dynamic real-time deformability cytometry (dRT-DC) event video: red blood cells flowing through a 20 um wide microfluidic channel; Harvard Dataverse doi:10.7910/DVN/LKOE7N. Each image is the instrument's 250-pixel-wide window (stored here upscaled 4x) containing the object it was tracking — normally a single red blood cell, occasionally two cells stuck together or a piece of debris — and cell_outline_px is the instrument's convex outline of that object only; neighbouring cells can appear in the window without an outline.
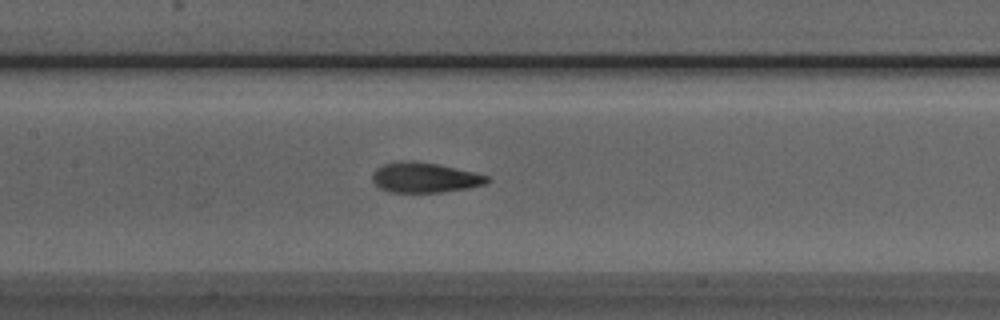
{"species": "Egyptian fruit bat (a non-hibernating species)", "species_latin": "Rousettus aegyptiacus", "temperature_condition": "room temperature", "stored_images_in_passage": 37, "camera_frame_rate_fps": 3000, "um_per_image_px": 0.085, "animal": {"sex": "male"}, "frame": {"image": 1, "passage_image": 15, "time_ms": 4.667, "image_size_px": [1000, 320], "cell_outline_px": [[492, 180], [484, 184], [468, 188], [440, 192], [388, 192], [380, 188], [372, 180], [372, 172], [376, 168], [384, 164], [400, 160], [412, 160], [436, 164], [472, 172], [488, 176]], "centroid_in_image_um": [36.06, 15.09], "position_along_channel_um": 171.3, "area_um2": 20.06}}
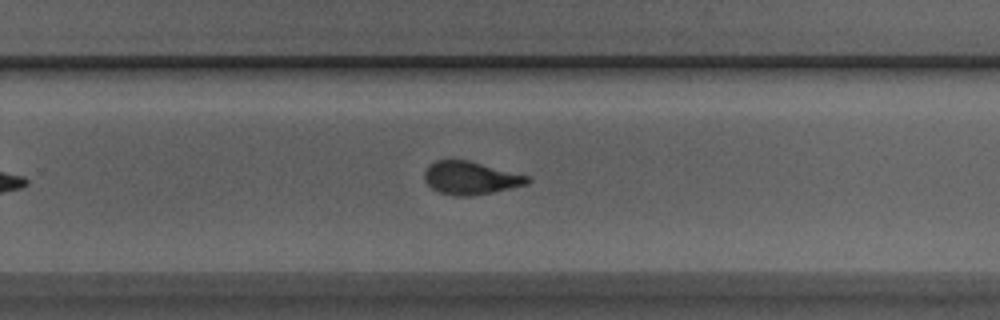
{"frame": {"image": 2, "passage_image": 24, "time_ms": 7.667, "image_size_px": [1000, 320], "cell_outline_px": [[532, 180], [528, 184], [492, 192], [468, 196], [456, 196], [440, 192], [432, 188], [424, 180], [424, 172], [428, 164], [436, 160], [468, 160], [532, 176]], "centroid_in_image_um": [40.02, 15.11], "position_along_channel_um": 289.8, "area_um2": 19.94}}
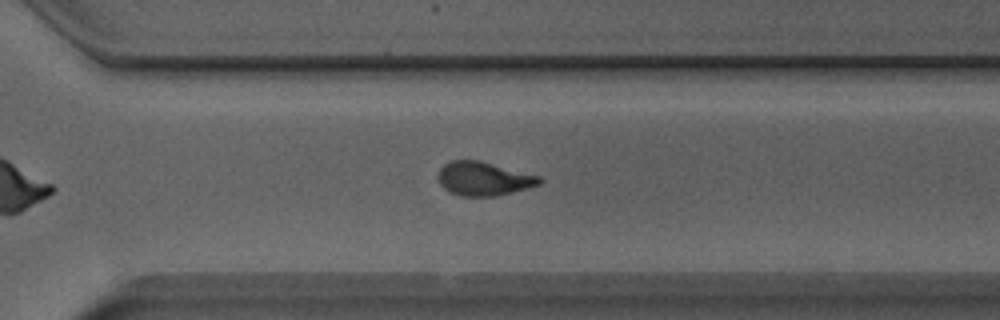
{"frame": {"image": 3, "passage_image": 27, "time_ms": 8.667, "image_size_px": [1000, 320], "cell_outline_px": [[544, 180], [540, 184], [496, 196], [460, 196], [448, 192], [440, 184], [436, 176], [440, 168], [444, 164], [452, 160], [480, 160], [540, 176]], "centroid_in_image_um": [41.07, 15.18], "position_along_channel_um": 329.5, "area_um2": 20.06}, "authors_computed_cell_mechanics": {"area_um2": 19.9988, "velocity_mm_per_s": 3.9732, "shape_relaxation_time_tau1_ms": 2.8914, "shape_relaxation_time_tau2_ms": 0.9961, "deformation_change_tau1": 0.1694, "deformation_change_tau2": 0.0871}}